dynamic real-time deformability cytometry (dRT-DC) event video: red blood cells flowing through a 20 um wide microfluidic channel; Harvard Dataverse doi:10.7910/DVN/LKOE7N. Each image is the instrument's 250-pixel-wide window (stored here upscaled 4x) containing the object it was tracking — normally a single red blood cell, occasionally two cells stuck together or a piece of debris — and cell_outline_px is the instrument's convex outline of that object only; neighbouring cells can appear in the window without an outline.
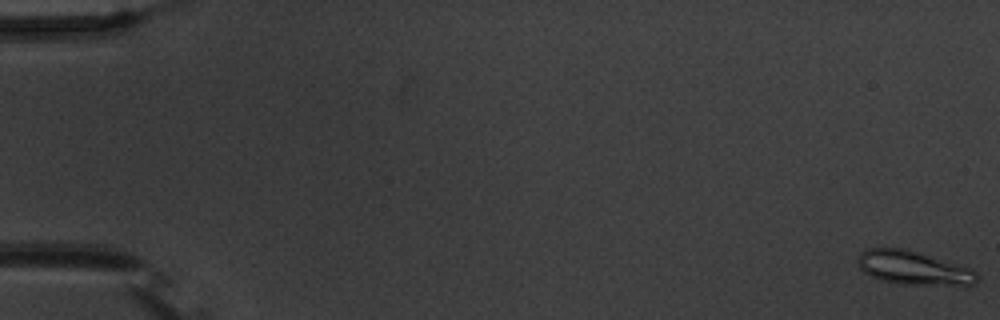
{"species": "common noctule bat (a hibernating species)", "species_latin": "Nyctalus noctula", "temperature_condition": "warm", "stored_images_in_passage": 58, "camera_frame_rate_fps": 3000, "um_per_image_px": 0.085, "animal": {"sex": "male", "body_mass_g": 20.1, "forearm_length_mm": 53.5}, "frame": {"image": 1, "passage_image": 1, "time_ms": 0.0, "image_size_px": [1000, 320], "cell_outline_px": [[976, 280], [968, 288], [964, 288], [900, 284], [880, 280], [864, 272], [860, 268], [856, 260], [860, 252], [864, 248], [908, 248], [972, 268], [976, 272]], "centroid_in_image_um": [77.71, 22.8], "position_along_channel_um": 7.3, "area_um2": 24.51}}
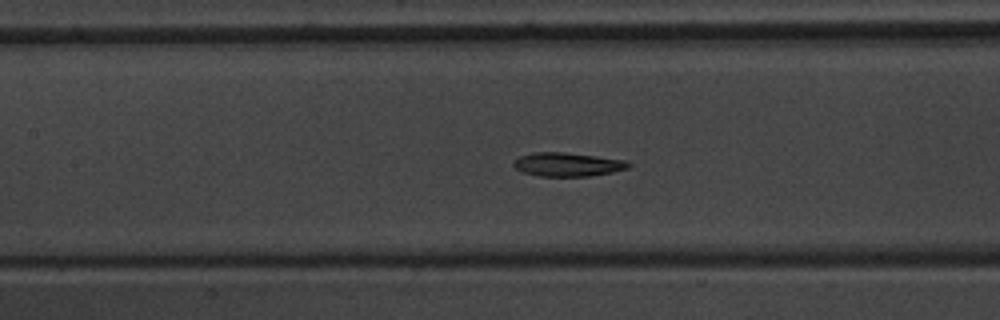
{"frame": {"image": 2, "passage_image": 27, "time_ms": 8.667, "image_size_px": [1000, 320], "cell_outline_px": [[632, 164], [628, 168], [612, 172], [588, 176], [540, 176], [524, 172], [516, 168], [512, 164], [520, 156], [532, 152], [564, 152], [628, 160]], "centroid_in_image_um": [48.28, 13.97], "position_along_channel_um": 159.1, "area_um2": 15.84}}
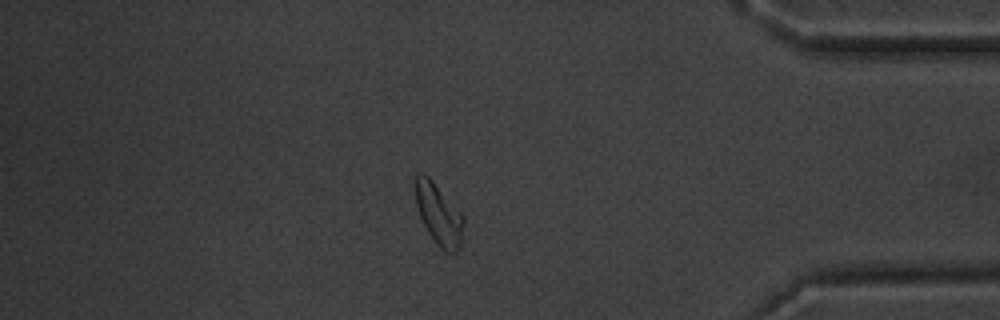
{"frame": {"image": 3, "passage_image": 49, "time_ms": 16.0, "image_size_px": [1000, 320], "cell_outline_px": [[464, 224], [460, 248], [456, 252], [448, 252], [440, 248], [428, 232], [420, 216], [416, 204], [416, 176], [420, 172], [428, 176], [432, 180], [464, 216]], "centroid_in_image_um": [37.32, 18.24], "position_along_channel_um": 397.9, "area_um2": 16.88}, "authors_computed_cell_mechanics": {"area_um2": 16.9643, "velocity_mm_per_s": 3.6495, "shape_relaxation_time_tau1_ms": 6.3959, "shape_relaxation_time_tau2_ms": 2.6942, "deformation_change_tau1": 0.1738, "deformation_change_tau2": 0.0781}}